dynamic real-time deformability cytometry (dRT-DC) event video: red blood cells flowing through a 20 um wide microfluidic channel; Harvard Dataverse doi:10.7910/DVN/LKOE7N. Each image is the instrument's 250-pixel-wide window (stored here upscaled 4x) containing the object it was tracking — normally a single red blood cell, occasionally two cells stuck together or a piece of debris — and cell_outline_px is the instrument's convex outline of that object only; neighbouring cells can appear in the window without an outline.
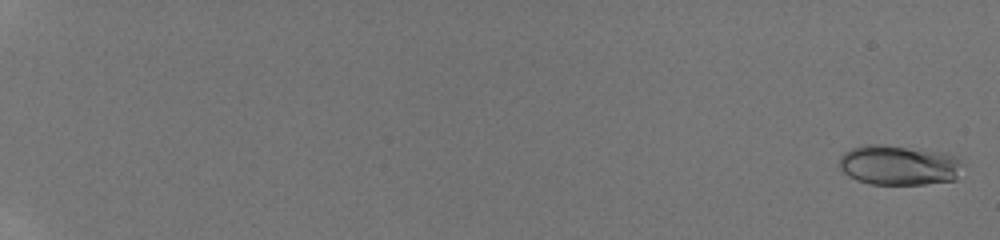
{"species": "human", "species_latin": "Homo sapiens", "temperature_condition": "room temperature", "stored_images_in_passage": 54, "camera_frame_rate_fps": 3000, "um_per_image_px": 0.085, "donor": {"sex": "male"}, "frame": {"image": 1, "passage_image": 2, "time_ms": 0.333, "image_size_px": [1000, 240], "cell_outline_px": [[964, 164], [956, 180], [924, 184], [868, 184], [856, 180], [840, 172], [840, 156], [844, 152], [852, 148], [868, 144], [880, 144], [944, 152], [956, 156]], "centroid_in_image_um": [76.41, 14.04], "position_along_channel_um": 8.6, "area_um2": 29.07}}
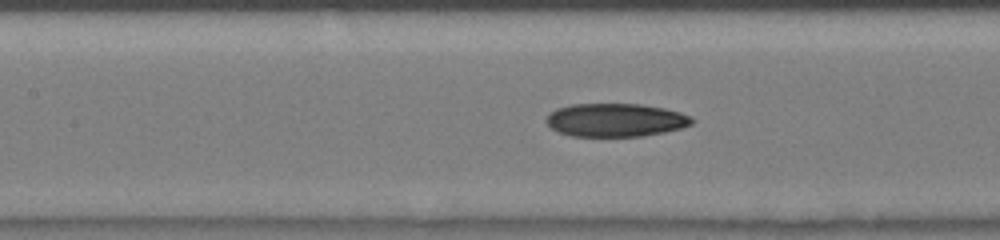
{"frame": {"image": 2, "passage_image": 30, "time_ms": 9.667, "image_size_px": [1000, 240], "cell_outline_px": [[696, 120], [692, 124], [680, 128], [664, 132], [640, 136], [572, 136], [560, 132], [552, 128], [544, 120], [556, 108], [572, 104], [640, 104], [664, 108], [680, 112], [692, 116]], "centroid_in_image_um": [52.35, 10.2], "position_along_channel_um": 155.0, "area_um2": 28.21}}
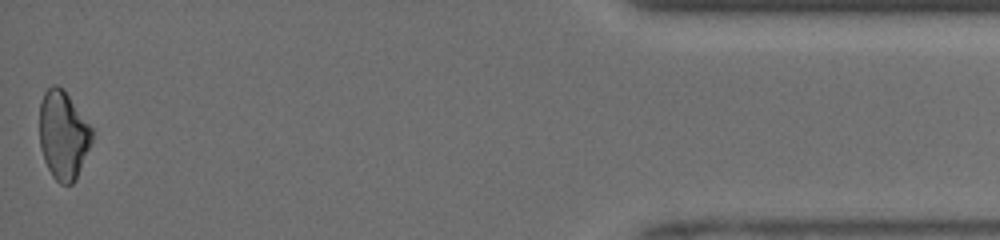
{"frame": {"image": 3, "passage_image": 54, "time_ms": 17.667, "image_size_px": [1000, 240], "cell_outline_px": [[92, 140], [76, 180], [72, 184], [60, 184], [52, 176], [44, 160], [40, 148], [40, 100], [44, 92], [52, 84], [56, 84], [64, 88], [92, 128]], "centroid_in_image_um": [5.36, 11.46], "position_along_channel_um": 429.8, "area_um2": 27.17}, "authors_computed_cell_mechanics": {"area_um2": 27.5706, "velocity_mm_per_s": 4.2224, "shape_relaxation_time_tau1_ms": 10.3787, "shape_relaxation_time_tau2_ms": 9.4161, "deformation_change_tau1": 0.2148, "deformation_change_tau2": 0.1776}}